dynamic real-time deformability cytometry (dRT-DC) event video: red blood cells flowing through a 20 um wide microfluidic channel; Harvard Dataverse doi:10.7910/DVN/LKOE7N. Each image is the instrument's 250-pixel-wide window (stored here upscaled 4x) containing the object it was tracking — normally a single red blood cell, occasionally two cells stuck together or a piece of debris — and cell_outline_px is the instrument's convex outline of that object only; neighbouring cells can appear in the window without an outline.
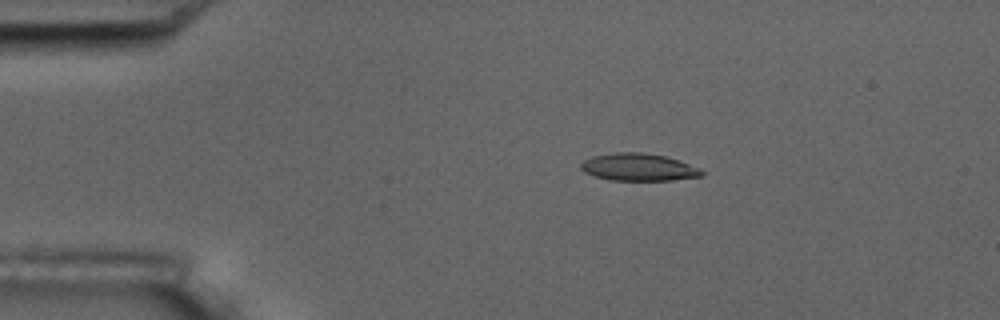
{"species": "common noctule bat (a hibernating species)", "species_latin": "Nyctalus noctula", "temperature_condition": "room temperature", "stored_images_in_passage": 8, "camera_frame_rate_fps": 3000, "um_per_image_px": 0.085, "animal": {"sex": "male", "body_mass_g": 17.5, "forearm_length_mm": 52.3}, "frame": {"image": 1, "passage_image": 3, "time_ms": 2.333, "image_size_px": [1000, 320], "cell_outline_px": [[704, 176], [672, 180], [608, 180], [584, 172], [580, 168], [580, 164], [584, 160], [592, 156], [616, 152], [640, 152], [664, 156], [700, 168], [704, 172]], "centroid_in_image_um": [54.26, 14.21], "position_along_channel_um": 30.7, "area_um2": 19.19}}
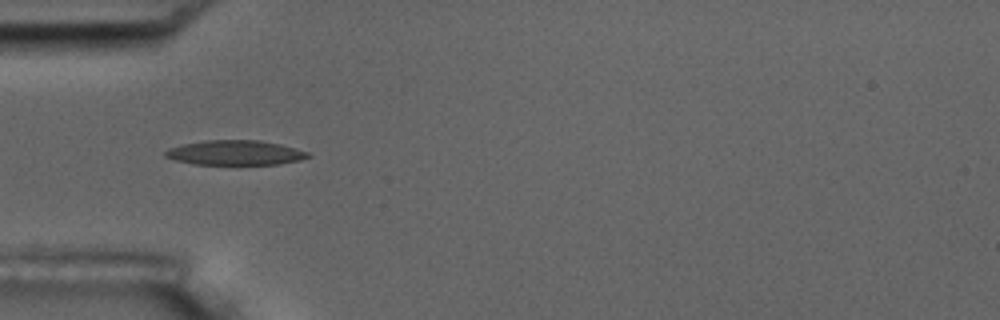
{"frame": {"image": 2, "passage_image": 5, "time_ms": 4.667, "image_size_px": [1000, 320], "cell_outline_px": [[312, 156], [300, 160], [276, 164], [196, 164], [172, 160], [164, 156], [164, 152], [168, 148], [184, 144], [208, 140], [260, 140], [280, 144], [308, 152]], "centroid_in_image_um": [19.97, 12.98], "position_along_channel_um": 65.0, "area_um2": 20.46}}
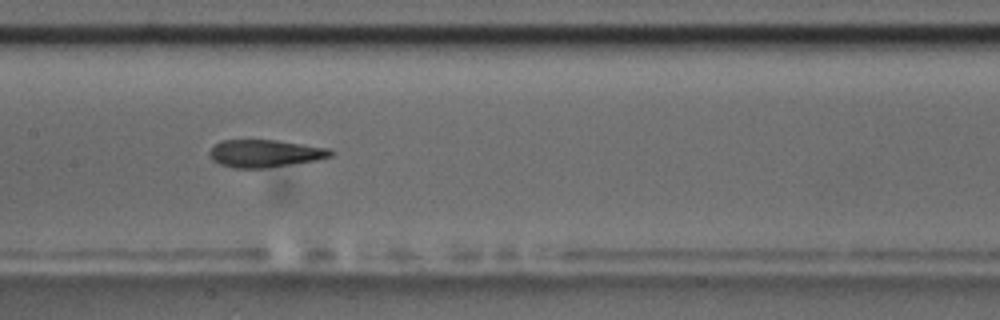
{"frame": {"image": 3, "passage_image": 8, "time_ms": 8.0, "image_size_px": [1000, 320], "cell_outline_px": [[336, 152], [332, 156], [316, 160], [264, 168], [236, 168], [220, 164], [212, 160], [208, 152], [220, 140], [276, 140], [328, 148]], "centroid_in_image_um": [22.52, 13.04], "position_along_channel_um": 184.9, "area_um2": 19.31}}